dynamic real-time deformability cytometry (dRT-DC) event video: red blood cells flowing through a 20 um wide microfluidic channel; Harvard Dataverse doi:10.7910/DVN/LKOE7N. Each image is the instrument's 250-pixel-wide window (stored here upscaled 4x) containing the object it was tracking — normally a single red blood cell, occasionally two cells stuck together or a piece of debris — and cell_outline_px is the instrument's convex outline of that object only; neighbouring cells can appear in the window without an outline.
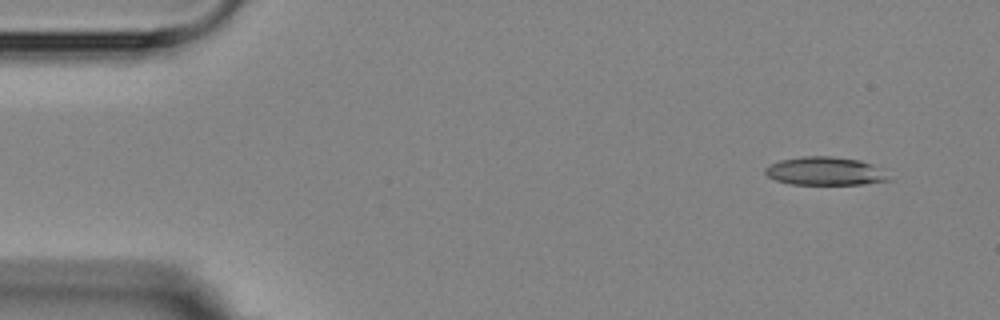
{"species": "Egyptian fruit bat (a non-hibernating species)", "species_latin": "Rousettus aegyptiacus", "temperature_condition": "room temperature", "stored_images_in_passage": 3, "camera_frame_rate_fps": 3000, "um_per_image_px": 0.085, "animal": {"sex": "female"}, "frame": {"image": 1, "passage_image": 1, "time_ms": 0.0, "image_size_px": [1000, 320], "cell_outline_px": [[892, 180], [864, 184], [792, 184], [776, 180], [768, 176], [764, 172], [764, 168], [780, 160], [800, 156], [832, 156], [860, 160], [872, 164]], "centroid_in_image_um": [70.1, 14.54], "position_along_channel_um": 14.9, "area_um2": 20.17}}